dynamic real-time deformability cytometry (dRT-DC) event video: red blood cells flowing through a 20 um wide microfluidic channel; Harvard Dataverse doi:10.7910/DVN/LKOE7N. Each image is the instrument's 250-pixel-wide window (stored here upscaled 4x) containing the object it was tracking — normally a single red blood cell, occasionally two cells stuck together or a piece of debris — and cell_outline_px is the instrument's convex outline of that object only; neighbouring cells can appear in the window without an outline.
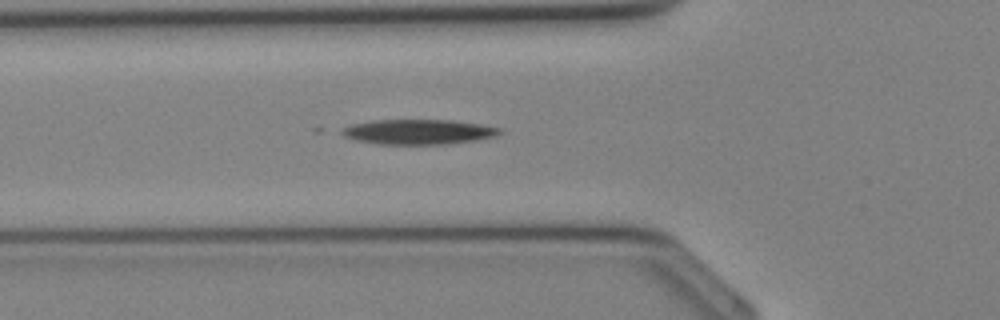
{"species": "Egyptian fruit bat (a non-hibernating species)", "species_latin": "Rousettus aegyptiacus", "temperature_condition": "cold", "stored_images_in_passage": 27, "camera_frame_rate_fps": 3000, "um_per_image_px": 0.085, "animal": {"sex": "female"}, "frame": {"image": 1, "passage_image": 4, "time_ms": 1.0, "image_size_px": [1000, 320], "cell_outline_px": [[504, 132], [496, 136], [448, 144], [376, 144], [356, 140], [344, 136], [336, 132], [340, 128], [352, 124], [372, 120], [452, 120], [480, 124], [500, 128]], "centroid_in_image_um": [35.5, 11.2], "position_along_channel_um": 90.3, "area_um2": 23.12}}
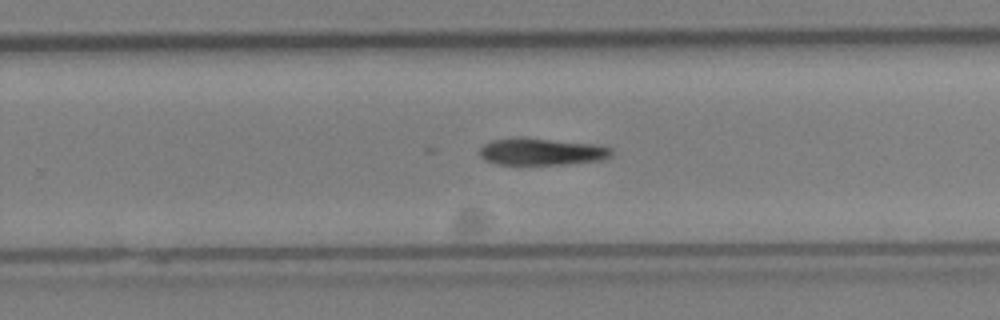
{"frame": {"image": 2, "passage_image": 14, "time_ms": 4.333, "image_size_px": [1000, 320], "cell_outline_px": [[612, 156], [600, 160], [560, 164], [496, 164], [484, 160], [480, 156], [480, 148], [484, 144], [492, 140], [520, 136], [524, 136], [600, 144], [612, 148]], "centroid_in_image_um": [46.04, 12.86], "position_along_channel_um": 283.8, "area_um2": 21.15}}
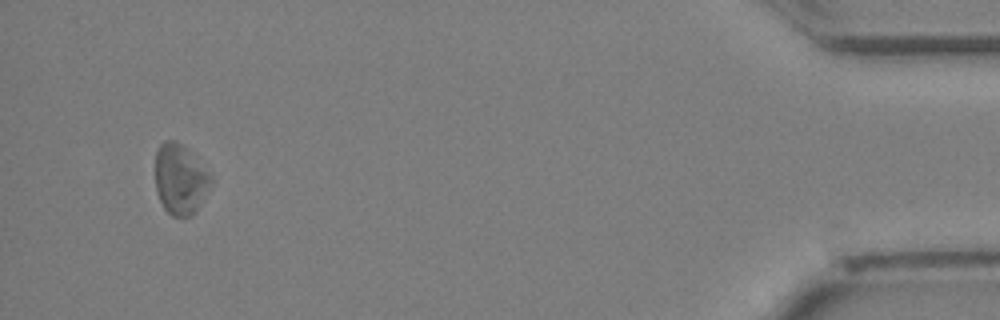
{"frame": {"image": 3, "passage_image": 25, "time_ms": 8.0, "image_size_px": [1000, 320], "cell_outline_px": [[212, 180], [196, 212], [192, 216], [172, 216], [164, 208], [156, 192], [156, 152], [160, 144], [164, 140], [176, 140], [212, 176]], "centroid_in_image_um": [15.29, 15.26], "position_along_channel_um": 419.9, "area_um2": 22.25}}